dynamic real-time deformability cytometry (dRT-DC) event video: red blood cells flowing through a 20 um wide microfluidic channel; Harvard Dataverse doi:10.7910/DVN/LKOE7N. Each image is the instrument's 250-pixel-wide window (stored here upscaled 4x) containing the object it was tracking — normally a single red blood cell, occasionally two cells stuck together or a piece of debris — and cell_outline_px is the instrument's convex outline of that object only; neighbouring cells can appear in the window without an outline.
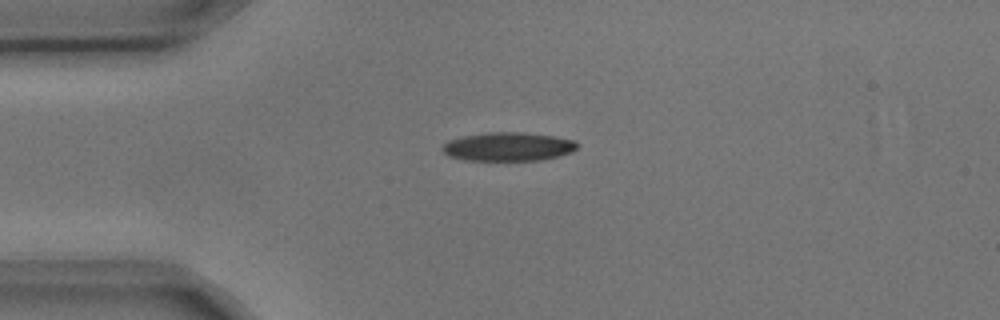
{"species": "common noctule bat (a hibernating species)", "species_latin": "Nyctalus noctula", "temperature_condition": "cold", "stored_images_in_passage": 1, "camera_frame_rate_fps": 3000, "um_per_image_px": 0.085, "animal": {"sex": "male", "body_mass_g": 17.9, "forearm_length_mm": 54.2}, "frame": {"image": 1, "passage_image": 1, "time_ms": 0.0, "image_size_px": [1000, 320], "cell_outline_px": [[580, 144], [572, 152], [560, 156], [540, 160], [464, 160], [448, 156], [440, 148], [448, 140], [464, 136], [492, 132], [524, 132], [552, 136], [572, 140]], "centroid_in_image_um": [43.19, 12.47], "position_along_channel_um": 41.8, "area_um2": 22.48}}